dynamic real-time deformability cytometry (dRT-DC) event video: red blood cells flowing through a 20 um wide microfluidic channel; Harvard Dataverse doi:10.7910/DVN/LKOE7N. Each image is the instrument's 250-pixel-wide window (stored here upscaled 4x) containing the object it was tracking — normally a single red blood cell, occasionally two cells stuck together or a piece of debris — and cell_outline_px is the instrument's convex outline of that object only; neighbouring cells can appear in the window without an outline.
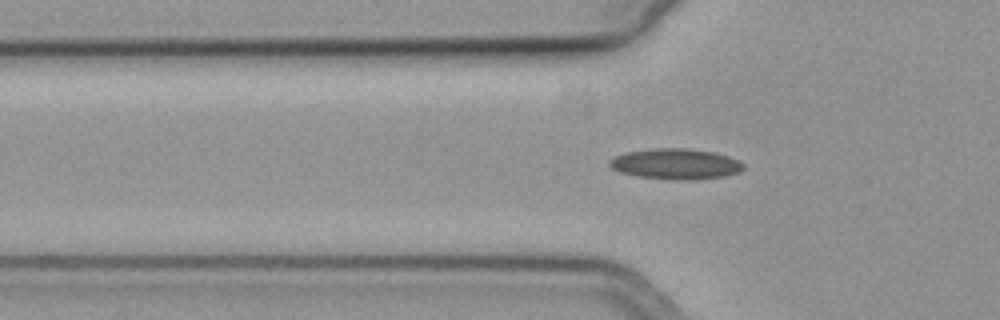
{"species": "common noctule bat (a hibernating species)", "species_latin": "Nyctalus noctula", "temperature_condition": "cold", "stored_images_in_passage": 56, "camera_frame_rate_fps": 3000, "um_per_image_px": 0.085, "animal": {"sex": "female", "body_mass_g": 19.3, "forearm_length_mm": 54.1}, "frame": {"image": 1, "passage_image": 19, "time_ms": 6.0, "image_size_px": [1000, 320], "cell_outline_px": [[744, 168], [740, 172], [724, 176], [692, 180], [676, 180], [640, 176], [620, 172], [612, 168], [608, 164], [608, 160], [624, 152], [656, 148], [684, 148], [716, 152], [728, 156], [744, 164]], "centroid_in_image_um": [57.43, 13.93], "position_along_channel_um": 68.4, "area_um2": 23.87}}
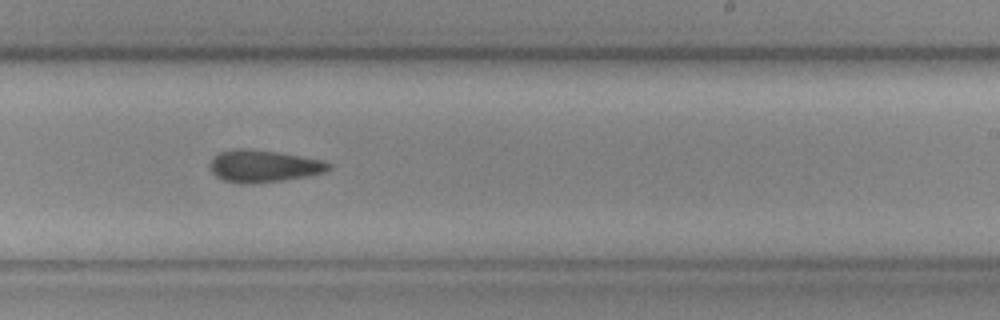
{"frame": {"image": 2, "passage_image": 35, "time_ms": 11.333, "image_size_px": [1000, 320], "cell_outline_px": [[332, 168], [324, 172], [304, 176], [280, 180], [252, 184], [240, 184], [224, 180], [216, 176], [212, 172], [208, 164], [212, 156], [220, 152], [236, 148], [244, 148], [276, 152], [324, 160], [332, 164]], "centroid_in_image_um": [22.36, 14.11], "position_along_channel_um": 266.6, "area_um2": 22.25}}
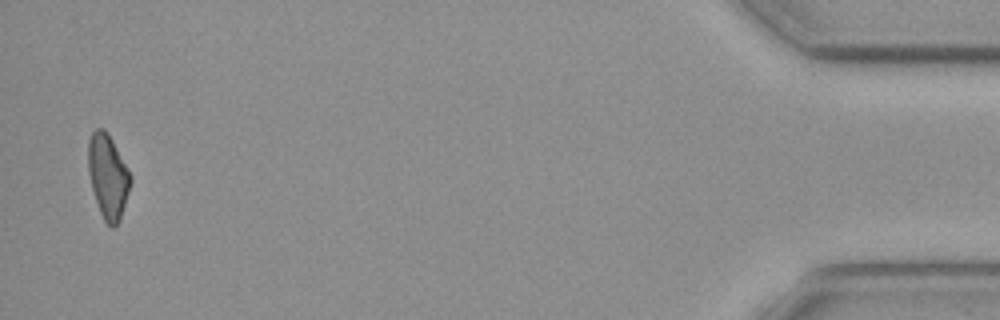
{"frame": {"image": 3, "passage_image": 55, "time_ms": 18.0, "image_size_px": [1000, 320], "cell_outline_px": [[132, 180], [120, 220], [112, 228], [104, 220], [100, 212], [92, 188], [88, 172], [88, 140], [92, 132], [96, 128], [104, 128], [112, 140], [132, 176]], "centroid_in_image_um": [9.17, 14.97], "position_along_channel_um": 426.0, "area_um2": 20.58}}